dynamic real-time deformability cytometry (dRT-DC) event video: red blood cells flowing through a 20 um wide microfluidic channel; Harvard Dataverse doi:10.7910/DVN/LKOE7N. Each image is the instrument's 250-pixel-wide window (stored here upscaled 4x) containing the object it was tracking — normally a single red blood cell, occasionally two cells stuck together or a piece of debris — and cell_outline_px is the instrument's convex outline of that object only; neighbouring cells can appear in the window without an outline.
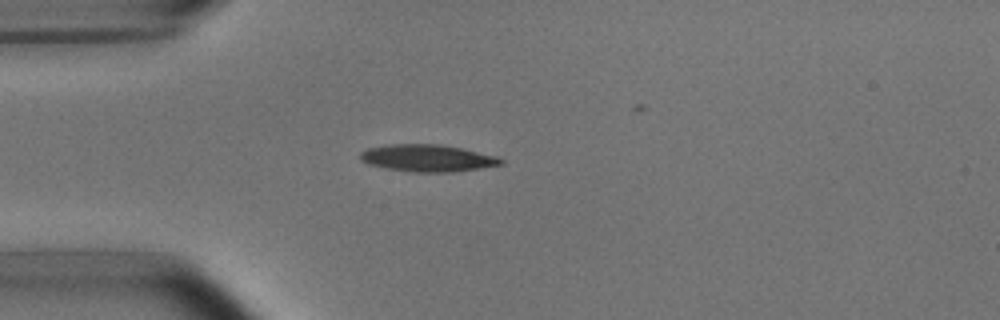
{"species": "common noctule bat (a hibernating species)", "species_latin": "Nyctalus noctula", "temperature_condition": "room temperature", "stored_images_in_passage": 3, "camera_frame_rate_fps": 3000, "um_per_image_px": 0.085, "animal": {"sex": "male", "body_mass_g": 15.6}, "frame": {"image": 1, "passage_image": 1, "time_ms": 0.0, "image_size_px": [1000, 320], "cell_outline_px": [[504, 164], [452, 172], [416, 172], [388, 168], [368, 164], [360, 160], [360, 152], [368, 148], [388, 144], [440, 144], [460, 148], [496, 156], [504, 160]], "centroid_in_image_um": [36.32, 13.43], "position_along_channel_um": 48.7, "area_um2": 21.96}}